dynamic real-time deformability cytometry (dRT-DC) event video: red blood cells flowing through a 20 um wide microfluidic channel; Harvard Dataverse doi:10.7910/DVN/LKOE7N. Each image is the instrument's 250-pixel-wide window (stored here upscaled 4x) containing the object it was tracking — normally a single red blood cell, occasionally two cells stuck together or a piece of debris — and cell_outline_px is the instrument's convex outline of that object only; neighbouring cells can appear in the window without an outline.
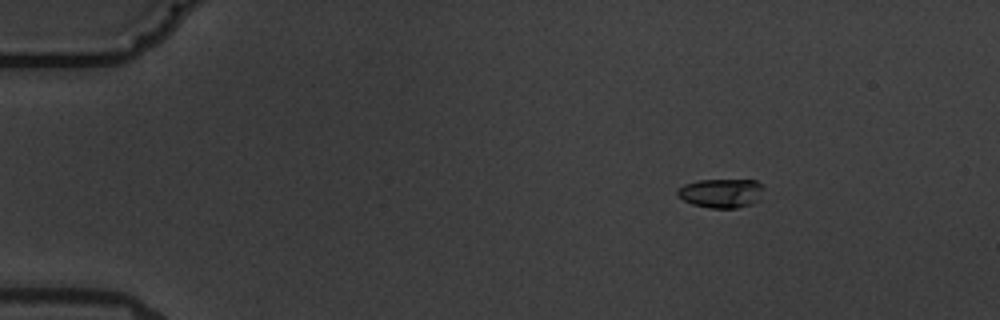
{"species": "common noctule bat (a hibernating species)", "species_latin": "Nyctalus noctula", "temperature_condition": "warm", "stored_images_in_passage": 6, "camera_frame_rate_fps": 3000, "um_per_image_px": 0.085, "animal": {"sex": "male", "body_mass_g": 19.5, "forearm_length_mm": 54.6}, "frame": {"image": 1, "passage_image": 1, "time_ms": 0.0, "image_size_px": [1000, 320], "cell_outline_px": [[764, 188], [760, 200], [752, 204], [736, 208], [708, 208], [692, 204], [676, 196], [676, 188], [684, 184], [700, 180], [756, 180], [764, 184]], "centroid_in_image_um": [61.31, 16.42], "position_along_channel_um": 23.7, "area_um2": 14.97}}
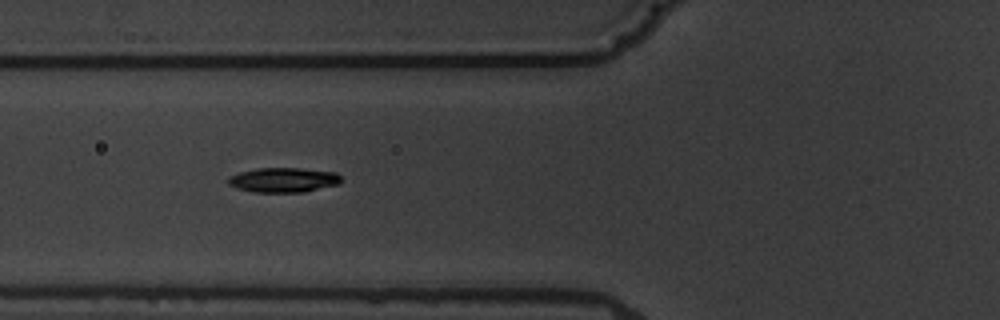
{"frame": {"image": 2, "passage_image": 5, "time_ms": 4.667, "image_size_px": [1000, 320], "cell_outline_px": [[340, 184], [304, 192], [252, 192], [236, 188], [228, 184], [228, 176], [240, 172], [256, 168], [300, 168], [336, 172], [340, 176]], "centroid_in_image_um": [24.07, 15.29], "position_along_channel_um": 101.7, "area_um2": 16.36}}
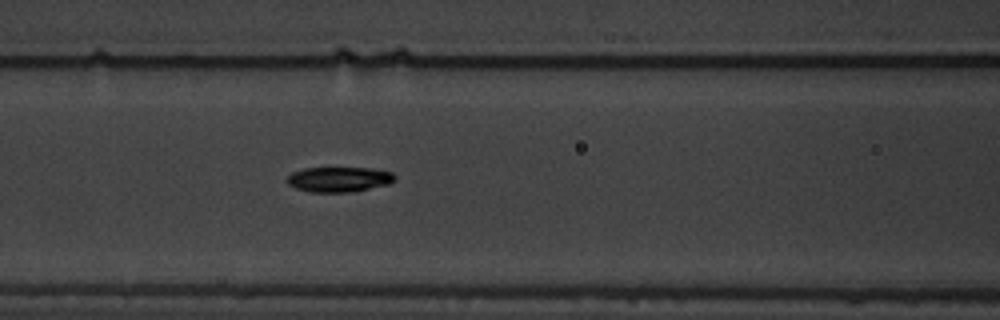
{"frame": {"image": 3, "passage_image": 6, "time_ms": 5.667, "image_size_px": [1000, 320], "cell_outline_px": [[396, 180], [388, 184], [356, 192], [312, 192], [296, 188], [288, 184], [284, 180], [292, 172], [304, 168], [372, 168], [392, 172], [396, 176]], "centroid_in_image_um": [28.83, 15.25], "position_along_channel_um": 137.8, "area_um2": 15.95}}